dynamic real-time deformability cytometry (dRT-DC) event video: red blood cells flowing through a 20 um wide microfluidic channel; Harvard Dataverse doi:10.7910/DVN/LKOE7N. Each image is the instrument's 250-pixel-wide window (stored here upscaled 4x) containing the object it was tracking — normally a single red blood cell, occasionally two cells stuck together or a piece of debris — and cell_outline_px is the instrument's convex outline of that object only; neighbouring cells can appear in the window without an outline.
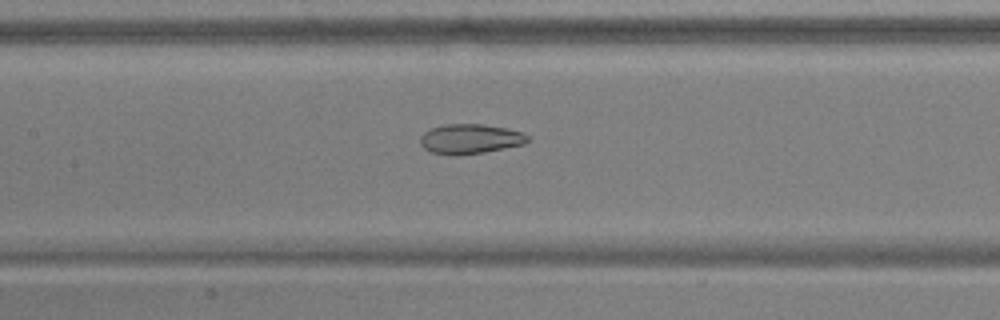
{"species": "common noctule bat (a hibernating species)", "species_latin": "Nyctalus noctula", "temperature_condition": "warm", "stored_images_in_passage": 54, "camera_frame_rate_fps": 3000, "um_per_image_px": 0.085, "animal": {"sex": "male", "body_mass_g": 17.9, "forearm_length_mm": 54.2}, "frame": {"image": 1, "passage_image": 25, "time_ms": 8.0, "image_size_px": [1000, 320], "cell_outline_px": [[528, 140], [524, 144], [484, 152], [456, 156], [452, 156], [432, 152], [424, 148], [420, 144], [420, 136], [424, 132], [432, 128], [444, 124], [484, 124], [508, 128], [524, 132], [528, 136]], "centroid_in_image_um": [39.96, 11.8], "position_along_channel_um": 167.4, "area_um2": 18.79}}
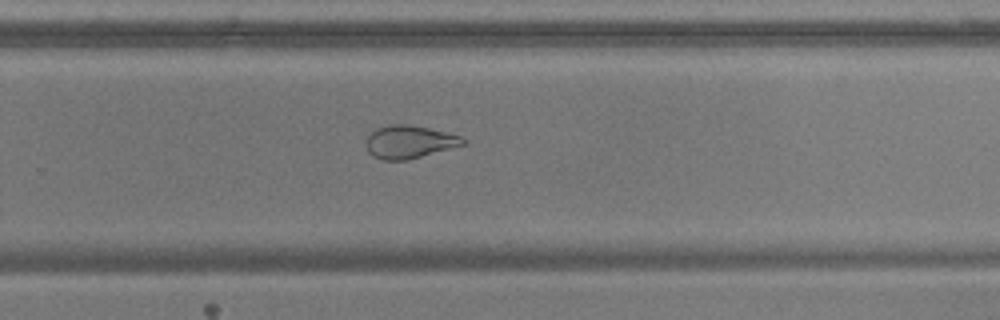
{"frame": {"image": 2, "passage_image": 35, "time_ms": 11.333, "image_size_px": [1000, 320], "cell_outline_px": [[464, 144], [408, 160], [384, 160], [372, 156], [368, 152], [364, 144], [368, 136], [376, 128], [388, 124], [404, 124], [428, 128], [460, 136], [464, 140]], "centroid_in_image_um": [34.71, 12.06], "position_along_channel_um": 295.1, "area_um2": 18.38}}
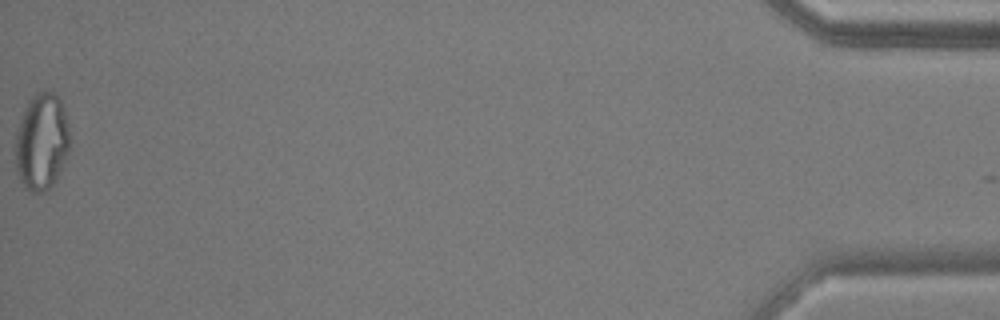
{"frame": {"image": 3, "passage_image": 53, "time_ms": 17.333, "image_size_px": [1000, 320], "cell_outline_px": [[68, 152], [56, 180], [44, 192], [28, 192], [20, 180], [16, 168], [12, 148], [16, 132], [24, 108], [28, 100], [36, 92], [44, 88], [48, 88], [60, 100], [64, 108], [68, 128]], "centroid_in_image_um": [3.49, 12.03], "position_along_channel_um": 431.7, "area_um2": 31.21}}